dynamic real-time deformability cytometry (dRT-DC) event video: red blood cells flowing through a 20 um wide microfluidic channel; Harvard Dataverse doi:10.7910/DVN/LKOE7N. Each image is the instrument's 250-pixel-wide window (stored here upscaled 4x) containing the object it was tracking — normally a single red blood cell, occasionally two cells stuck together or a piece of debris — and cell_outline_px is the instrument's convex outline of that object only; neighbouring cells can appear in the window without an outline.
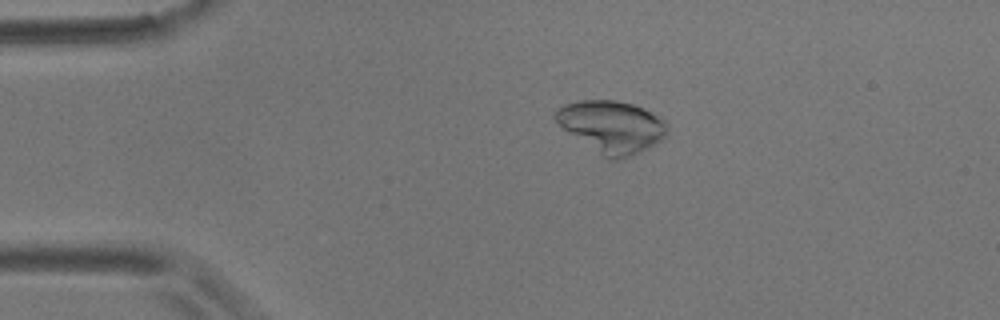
{"species": "common noctule bat (a hibernating species)", "species_latin": "Nyctalus noctula", "temperature_condition": "room temperature", "stored_images_in_passage": 23, "camera_frame_rate_fps": 3000, "um_per_image_px": 0.085, "animal": {"sex": "male", "body_mass_g": 17.9}, "frame": {"image": 1, "passage_image": 3, "time_ms": 0.667, "image_size_px": [1000, 320], "cell_outline_px": [[668, 132], [656, 144], [632, 156], [620, 160], [608, 160], [564, 128], [552, 116], [556, 108], [564, 104], [580, 100], [616, 100], [632, 104], [644, 108], [660, 116], [668, 124]], "centroid_in_image_um": [52.03, 10.76], "position_along_channel_um": 33.0, "area_um2": 33.87}}
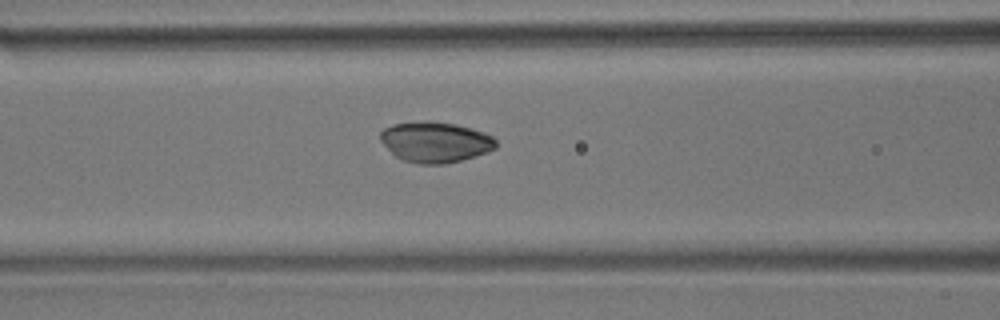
{"frame": {"image": 2, "passage_image": 14, "time_ms": 4.333, "image_size_px": [1000, 320], "cell_outline_px": [[496, 148], [488, 152], [460, 160], [444, 164], [420, 164], [404, 160], [396, 156], [380, 140], [380, 132], [384, 128], [392, 124], [424, 120], [428, 120], [456, 124], [472, 128], [484, 132], [492, 136], [496, 140]], "centroid_in_image_um": [37.01, 12.05], "position_along_channel_um": 129.6, "area_um2": 27.4}}
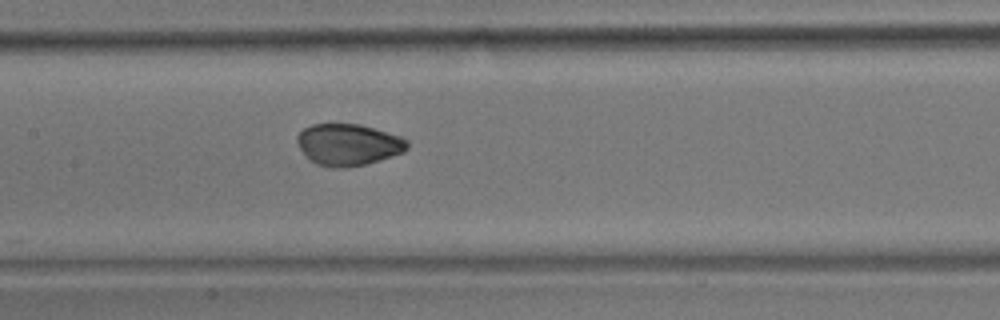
{"frame": {"image": 3, "passage_image": 18, "time_ms": 5.667, "image_size_px": [1000, 320], "cell_outline_px": [[408, 148], [404, 152], [364, 164], [348, 168], [332, 168], [316, 164], [308, 160], [300, 148], [296, 140], [296, 136], [304, 128], [312, 124], [360, 124], [400, 136], [408, 140]], "centroid_in_image_um": [29.58, 12.3], "position_along_channel_um": 177.8, "area_um2": 26.76}}